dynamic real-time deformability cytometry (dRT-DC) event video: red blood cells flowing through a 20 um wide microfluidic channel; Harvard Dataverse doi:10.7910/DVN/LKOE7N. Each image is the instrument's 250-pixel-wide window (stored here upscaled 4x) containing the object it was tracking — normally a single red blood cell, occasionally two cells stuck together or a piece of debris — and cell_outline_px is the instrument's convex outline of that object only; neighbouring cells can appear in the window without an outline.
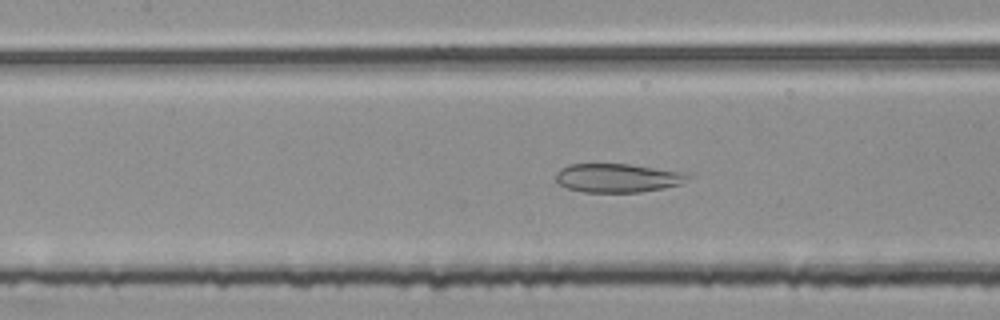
{"species": "common noctule bat (a hibernating species)", "species_latin": "Nyctalus noctula", "temperature_condition": "room temperature", "stored_images_in_passage": 55, "camera_frame_rate_fps": 3000, "um_per_image_px": 0.085, "animal": {"sex": "female", "body_mass_g": 25.1}, "frame": {"image": 1, "passage_image": 25, "time_ms": 8.0, "image_size_px": [1000, 320], "cell_outline_px": [[688, 176], [680, 184], [664, 188], [640, 192], [580, 192], [568, 188], [560, 184], [556, 180], [556, 172], [560, 168], [568, 164], [628, 164], [688, 172]], "centroid_in_image_um": [52.47, 15.12], "position_along_channel_um": 154.9, "area_um2": 22.14}}
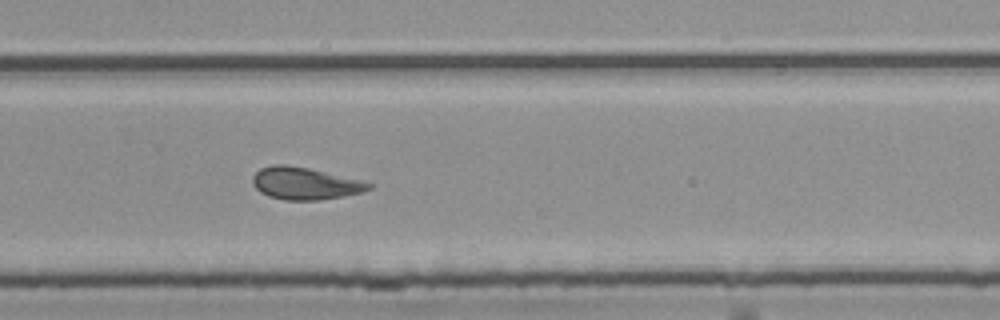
{"frame": {"image": 2, "passage_image": 37, "time_ms": 12.0, "image_size_px": [1000, 320], "cell_outline_px": [[372, 188], [364, 192], [344, 196], [320, 200], [284, 200], [268, 196], [260, 192], [252, 184], [252, 176], [260, 168], [272, 164], [284, 164], [308, 168], [360, 180], [372, 184]], "centroid_in_image_um": [25.89, 15.6], "position_along_channel_um": 303.9, "area_um2": 21.85}}
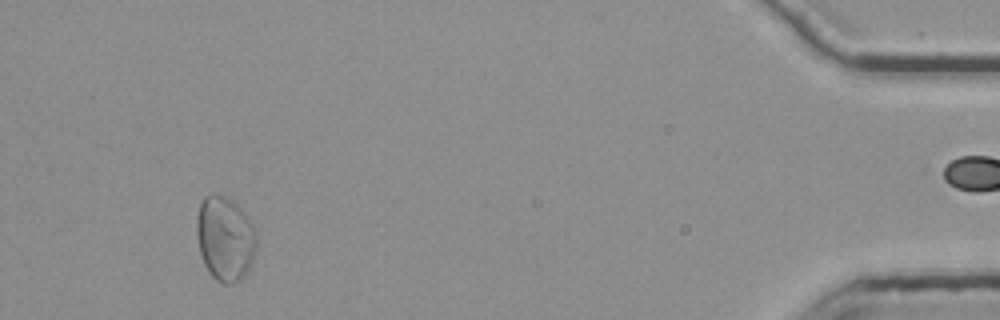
{"frame": {"image": 3, "passage_image": 52, "time_ms": 17.0, "image_size_px": [1000, 320], "cell_outline_px": [[256, 248], [252, 260], [244, 276], [240, 280], [232, 284], [224, 284], [216, 280], [208, 272], [204, 264], [200, 252], [196, 232], [196, 220], [200, 204], [204, 196], [228, 196], [244, 212], [252, 224], [256, 236]], "centroid_in_image_um": [19.12, 20.3], "position_along_channel_um": 416.1, "area_um2": 29.3}, "authors_computed_cell_mechanics": {"area_um2": 26.7614, "velocity_mm_per_s": 3.7287, "shape_relaxation_time_tau1_ms": null, "shape_relaxation_time_tau2_ms": 3.0129, "deformation_change_tau1": null, "deformation_change_tau2": 0.0954}}